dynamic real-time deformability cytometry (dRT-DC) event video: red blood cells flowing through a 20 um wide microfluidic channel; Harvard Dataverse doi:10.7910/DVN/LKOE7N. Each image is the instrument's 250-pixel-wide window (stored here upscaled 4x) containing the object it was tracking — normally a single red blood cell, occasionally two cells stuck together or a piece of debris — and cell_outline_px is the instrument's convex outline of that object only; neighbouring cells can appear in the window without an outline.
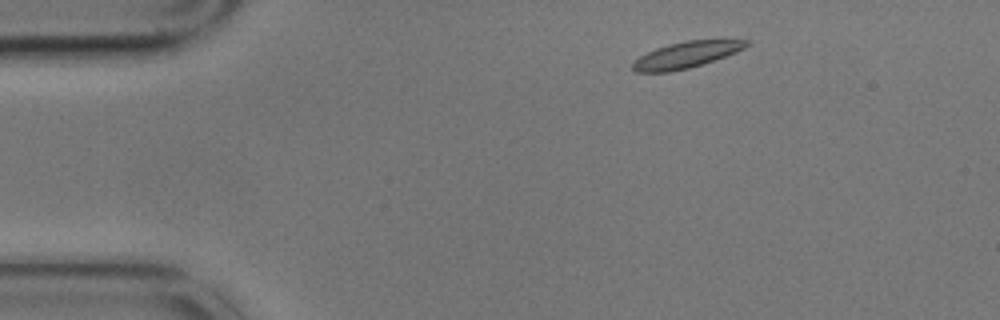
{"species": "common noctule bat (a hibernating species)", "species_latin": "Nyctalus noctula", "temperature_condition": "cold", "stored_images_in_passage": 4, "camera_frame_rate_fps": 3000, "um_per_image_px": 0.085, "animal": {"sex": "male", "body_mass_g": 17.9}, "frame": {"image": 1, "passage_image": 2, "time_ms": 0.333, "image_size_px": [1000, 320], "cell_outline_px": [[752, 44], [736, 52], [688, 68], [668, 72], [636, 72], [632, 68], [632, 64], [640, 56], [656, 48], [668, 44], [688, 40], [748, 40]], "centroid_in_image_um": [58.32, 4.65], "position_along_channel_um": 26.7, "area_um2": 17.05}}